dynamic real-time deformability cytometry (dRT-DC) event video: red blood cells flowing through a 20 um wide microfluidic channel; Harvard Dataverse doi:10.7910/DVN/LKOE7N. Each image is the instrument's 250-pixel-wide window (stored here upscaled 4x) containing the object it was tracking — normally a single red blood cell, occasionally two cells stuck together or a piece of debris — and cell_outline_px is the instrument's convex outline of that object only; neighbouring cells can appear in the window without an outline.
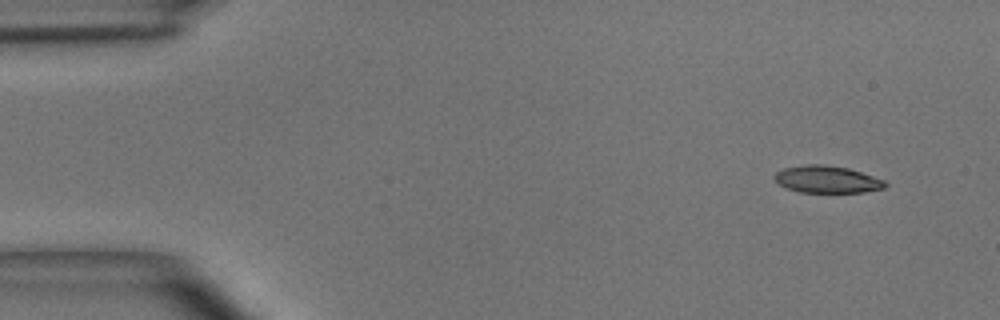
{"species": "common noctule bat (a hibernating species)", "species_latin": "Nyctalus noctula", "temperature_condition": "room temperature", "stored_images_in_passage": 4, "camera_frame_rate_fps": 3000, "um_per_image_px": 0.085, "animal": {"sex": "male", "body_mass_g": 15.6}, "frame": {"image": 1, "passage_image": 1, "time_ms": 0.0, "image_size_px": [1000, 320], "cell_outline_px": [[888, 184], [884, 188], [864, 192], [800, 192], [784, 188], [772, 176], [776, 172], [784, 168], [804, 164], [824, 164], [848, 168], [884, 180]], "centroid_in_image_um": [70.27, 15.24], "position_along_channel_um": 14.7, "area_um2": 17.51}}